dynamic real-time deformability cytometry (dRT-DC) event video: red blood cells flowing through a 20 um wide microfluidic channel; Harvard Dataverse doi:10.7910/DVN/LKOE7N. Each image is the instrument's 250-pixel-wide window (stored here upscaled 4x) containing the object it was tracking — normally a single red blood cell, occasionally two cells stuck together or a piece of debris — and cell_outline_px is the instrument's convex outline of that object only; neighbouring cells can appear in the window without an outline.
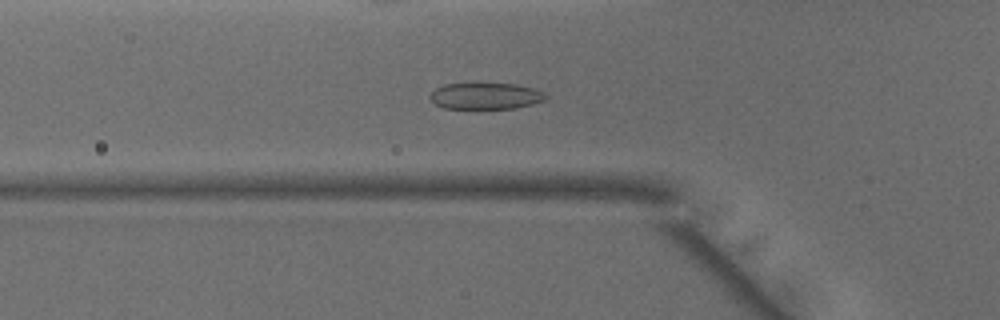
{"species": "common noctule bat (a hibernating species)", "species_latin": "Nyctalus noctula", "temperature_condition": "warm", "stored_images_in_passage": 49, "camera_frame_rate_fps": 3000, "um_per_image_px": 0.085, "animal": {"sex": "male", "body_mass_g": 15.6}, "frame": {"image": 1, "passage_image": 17, "time_ms": 5.333, "image_size_px": [1000, 320], "cell_outline_px": [[548, 96], [544, 100], [532, 104], [516, 108], [444, 108], [436, 104], [428, 96], [436, 88], [444, 84], [476, 80], [480, 80], [516, 84], [536, 88], [544, 92]], "centroid_in_image_um": [41.28, 8.09], "position_along_channel_um": 84.5, "area_um2": 18.79}}
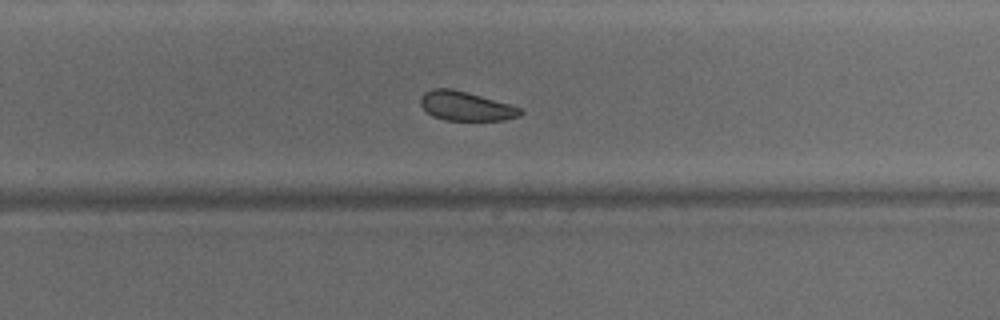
{"frame": {"image": 2, "passage_image": 32, "time_ms": 10.333, "image_size_px": [1000, 320], "cell_outline_px": [[524, 112], [520, 116], [504, 120], [444, 120], [432, 116], [420, 104], [420, 96], [424, 92], [432, 88], [452, 88], [468, 92], [524, 108]], "centroid_in_image_um": [39.62, 9.01], "position_along_channel_um": 290.2, "area_um2": 17.22}}
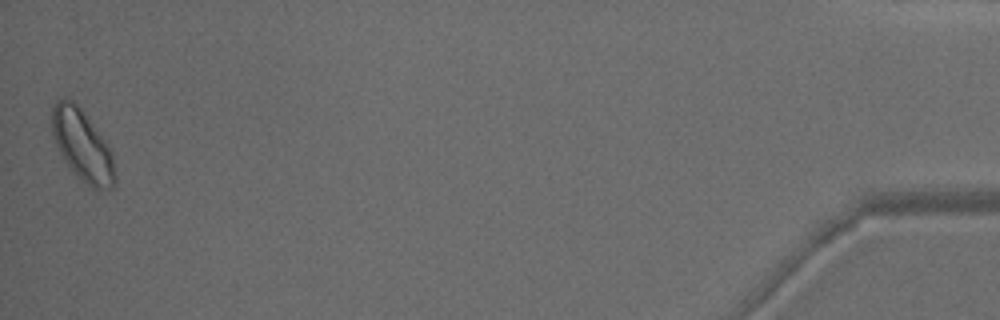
{"frame": {"image": 3, "passage_image": 49, "time_ms": 16.0, "image_size_px": [1000, 320], "cell_outline_px": [[116, 184], [112, 188], [92, 188], [80, 180], [72, 172], [64, 160], [52, 136], [52, 104], [56, 100], [64, 96], [68, 96], [84, 112], [104, 140], [112, 152], [116, 176]], "centroid_in_image_um": [6.98, 12.35], "position_along_channel_um": 428.2, "area_um2": 26.3}, "authors_computed_cell_mechanics": {"area_um2": 19.4208, "velocity_mm_per_s": 4.0999, "shape_relaxation_time_tau1_ms": 5.798, "shape_relaxation_time_tau2_ms": null, "deformation_change_tau1": 0.0864, "deformation_change_tau2": null}}